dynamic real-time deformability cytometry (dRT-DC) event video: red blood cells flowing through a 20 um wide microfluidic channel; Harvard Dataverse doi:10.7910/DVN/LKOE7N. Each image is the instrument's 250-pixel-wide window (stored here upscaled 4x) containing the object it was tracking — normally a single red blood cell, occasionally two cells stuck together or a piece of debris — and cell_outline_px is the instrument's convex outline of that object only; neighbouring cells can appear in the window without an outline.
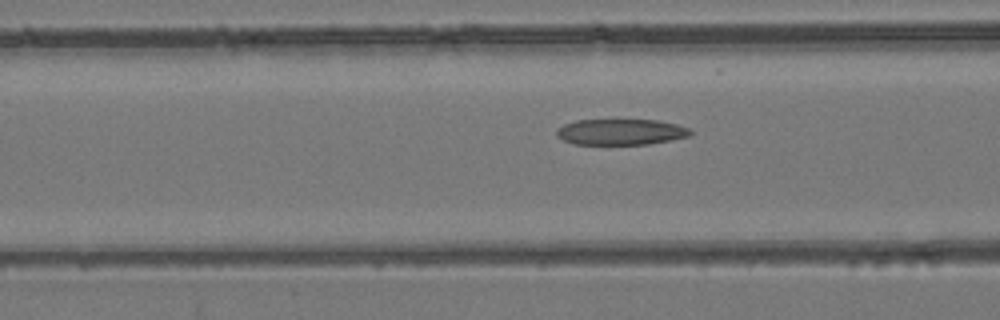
{"species": "common noctule bat (a hibernating species)", "species_latin": "Nyctalus noctula", "temperature_condition": "room temperature", "stored_images_in_passage": 52, "camera_frame_rate_fps": 3000, "um_per_image_px": 0.085, "animal": {"sex": "female", "body_mass_g": 24.6, "forearm_length_mm": 56.2}, "frame": {"image": 1, "passage_image": 20, "time_ms": 6.333, "image_size_px": [1000, 320], "cell_outline_px": [[692, 136], [648, 144], [576, 144], [564, 140], [556, 136], [556, 128], [564, 124], [576, 120], [656, 120], [676, 124], [688, 128], [692, 132]], "centroid_in_image_um": [52.76, 11.21], "position_along_channel_um": 113.8, "area_um2": 20.17}}
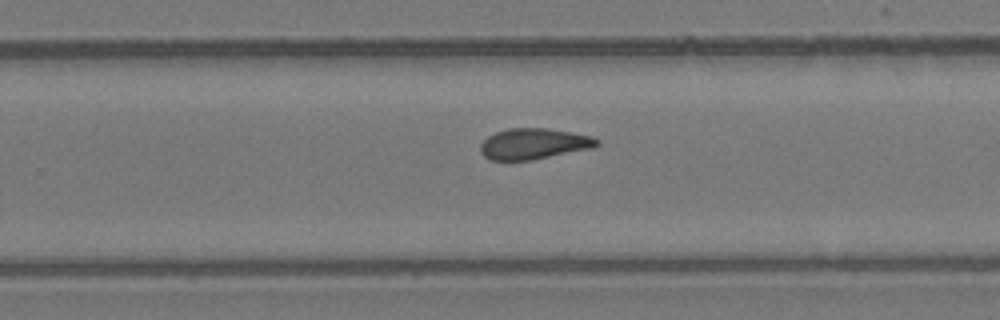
{"frame": {"image": 2, "passage_image": 33, "time_ms": 10.667, "image_size_px": [1000, 320], "cell_outline_px": [[600, 144], [592, 148], [532, 160], [488, 160], [480, 152], [480, 144], [488, 136], [496, 132], [508, 128], [544, 128], [572, 132], [592, 136], [600, 140]], "centroid_in_image_um": [45.37, 12.22], "position_along_channel_um": 284.4, "area_um2": 21.04}}
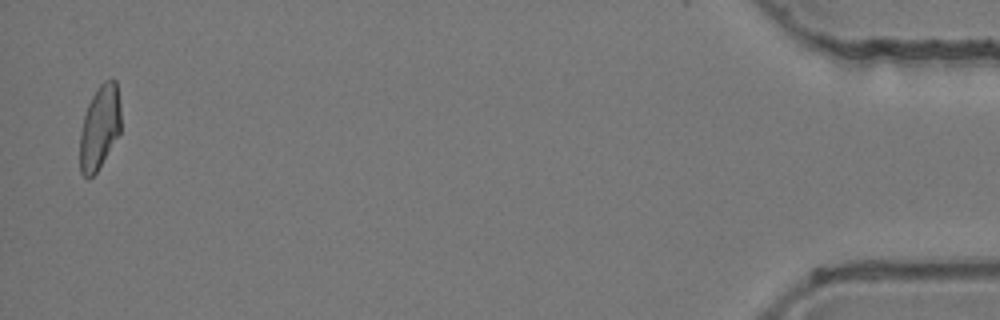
{"frame": {"image": 3, "passage_image": 51, "time_ms": 16.667, "image_size_px": [1000, 320], "cell_outline_px": [[120, 132], [96, 172], [88, 180], [80, 172], [80, 132], [84, 116], [88, 104], [92, 96], [100, 84], [104, 80], [112, 76], [116, 80], [120, 104]], "centroid_in_image_um": [8.47, 10.79], "position_along_channel_um": 426.7, "area_um2": 20.06}, "authors_computed_cell_mechanics": {"area_um2": 21.4149, "velocity_mm_per_s": 3.9417, "shape_relaxation_time_tau1_ms": null, "shape_relaxation_time_tau2_ms": 4.7327, "deformation_change_tau1": null, "deformation_change_tau2": 0.1218}}